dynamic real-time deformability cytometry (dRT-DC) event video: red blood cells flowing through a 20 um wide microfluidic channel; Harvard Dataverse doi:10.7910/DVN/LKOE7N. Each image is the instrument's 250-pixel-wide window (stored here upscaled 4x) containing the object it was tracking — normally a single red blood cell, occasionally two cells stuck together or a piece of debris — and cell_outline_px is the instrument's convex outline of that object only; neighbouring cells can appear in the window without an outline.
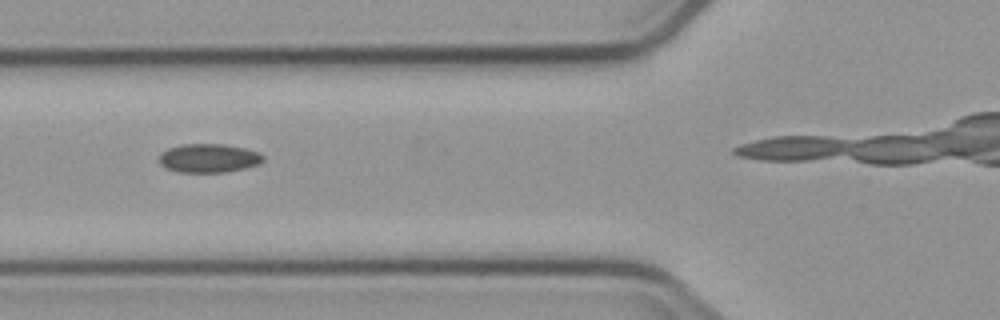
{"species": "common noctule bat (a hibernating species)", "species_latin": "Nyctalus noctula", "temperature_condition": "cold", "stored_images_in_passage": 6, "camera_frame_rate_fps": 3000, "um_per_image_px": 0.085, "animal": {"sex": "male", "body_mass_g": 23.1, "forearm_length_mm": 52.7}, "frame": {"image": 1, "passage_image": 4, "time_ms": 3.333, "image_size_px": [1000, 320], "cell_outline_px": [[264, 160], [260, 164], [228, 172], [180, 172], [168, 168], [160, 164], [160, 152], [168, 148], [180, 144], [224, 144], [244, 148], [260, 152], [264, 156]], "centroid_in_image_um": [17.77, 13.43], "position_along_channel_um": 108.0, "area_um2": 17.51}}